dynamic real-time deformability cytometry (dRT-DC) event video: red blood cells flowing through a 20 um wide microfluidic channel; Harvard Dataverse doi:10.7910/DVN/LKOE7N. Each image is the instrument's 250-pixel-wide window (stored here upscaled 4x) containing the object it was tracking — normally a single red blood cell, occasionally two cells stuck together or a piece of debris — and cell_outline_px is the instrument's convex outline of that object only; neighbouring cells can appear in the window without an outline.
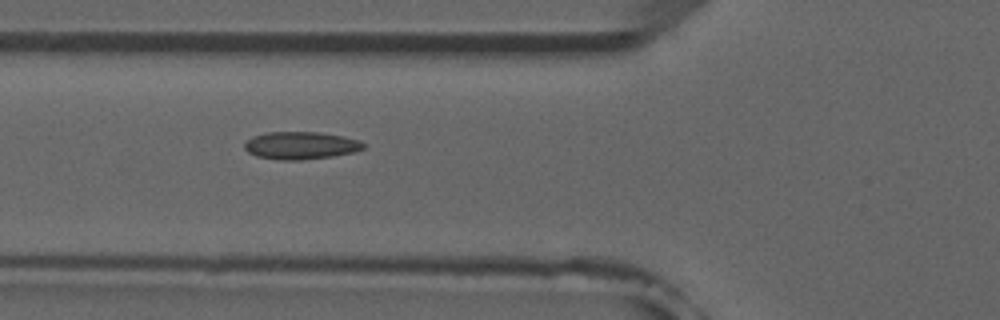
{"species": "common noctule bat (a hibernating species)", "species_latin": "Nyctalus noctula", "temperature_condition": "room temperature", "stored_images_in_passage": 4, "camera_frame_rate_fps": 3000, "um_per_image_px": 0.085, "animal": {"sex": "male", "forearm_length_mm": 52.5}, "frame": {"image": 1, "passage_image": 4, "time_ms": 3.667, "image_size_px": [1000, 320], "cell_outline_px": [[364, 148], [356, 152], [332, 156], [300, 160], [280, 160], [256, 156], [248, 152], [244, 148], [244, 144], [252, 136], [268, 132], [320, 132], [344, 136], [360, 140], [364, 144]], "centroid_in_image_um": [25.58, 12.36], "position_along_channel_um": 100.2, "area_um2": 19.19}}